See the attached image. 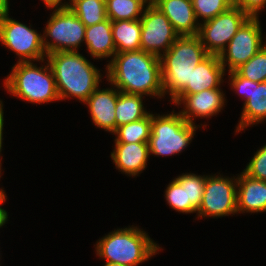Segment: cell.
<instances>
[{
  "instance_id": "5bb4252c",
  "label": "cell",
  "mask_w": 266,
  "mask_h": 266,
  "mask_svg": "<svg viewBox=\"0 0 266 266\" xmlns=\"http://www.w3.org/2000/svg\"><path fill=\"white\" fill-rule=\"evenodd\" d=\"M174 106L183 109L179 111L181 116L188 122L197 125L195 118H211L223 110L226 98L221 88L205 89L200 93L178 94L172 101Z\"/></svg>"
},
{
  "instance_id": "7c38bea8",
  "label": "cell",
  "mask_w": 266,
  "mask_h": 266,
  "mask_svg": "<svg viewBox=\"0 0 266 266\" xmlns=\"http://www.w3.org/2000/svg\"><path fill=\"white\" fill-rule=\"evenodd\" d=\"M249 16L233 5L211 20L200 23L198 37L209 54L220 55Z\"/></svg>"
},
{
  "instance_id": "4fadbf2b",
  "label": "cell",
  "mask_w": 266,
  "mask_h": 266,
  "mask_svg": "<svg viewBox=\"0 0 266 266\" xmlns=\"http://www.w3.org/2000/svg\"><path fill=\"white\" fill-rule=\"evenodd\" d=\"M141 22V50L161 57L179 35L168 18L154 5H147Z\"/></svg>"
},
{
  "instance_id": "e0dca14e",
  "label": "cell",
  "mask_w": 266,
  "mask_h": 266,
  "mask_svg": "<svg viewBox=\"0 0 266 266\" xmlns=\"http://www.w3.org/2000/svg\"><path fill=\"white\" fill-rule=\"evenodd\" d=\"M154 6L168 18L179 36H198L200 24L191 0H159Z\"/></svg>"
},
{
  "instance_id": "2e32d148",
  "label": "cell",
  "mask_w": 266,
  "mask_h": 266,
  "mask_svg": "<svg viewBox=\"0 0 266 266\" xmlns=\"http://www.w3.org/2000/svg\"><path fill=\"white\" fill-rule=\"evenodd\" d=\"M110 157L119 172L136 177L147 167L148 143H114Z\"/></svg>"
},
{
  "instance_id": "44dd1931",
  "label": "cell",
  "mask_w": 266,
  "mask_h": 266,
  "mask_svg": "<svg viewBox=\"0 0 266 266\" xmlns=\"http://www.w3.org/2000/svg\"><path fill=\"white\" fill-rule=\"evenodd\" d=\"M116 53L141 50V22L139 20L111 21Z\"/></svg>"
},
{
  "instance_id": "cb8c5ba5",
  "label": "cell",
  "mask_w": 266,
  "mask_h": 266,
  "mask_svg": "<svg viewBox=\"0 0 266 266\" xmlns=\"http://www.w3.org/2000/svg\"><path fill=\"white\" fill-rule=\"evenodd\" d=\"M151 134V113L141 120L117 127L115 143H148Z\"/></svg>"
},
{
  "instance_id": "f1b7e54d",
  "label": "cell",
  "mask_w": 266,
  "mask_h": 266,
  "mask_svg": "<svg viewBox=\"0 0 266 266\" xmlns=\"http://www.w3.org/2000/svg\"><path fill=\"white\" fill-rule=\"evenodd\" d=\"M206 176L186 173L187 202H190V214L196 213L202 202Z\"/></svg>"
},
{
  "instance_id": "83f0119b",
  "label": "cell",
  "mask_w": 266,
  "mask_h": 266,
  "mask_svg": "<svg viewBox=\"0 0 266 266\" xmlns=\"http://www.w3.org/2000/svg\"><path fill=\"white\" fill-rule=\"evenodd\" d=\"M196 20L205 22L225 12L233 2L231 0H191ZM203 20V21H200Z\"/></svg>"
},
{
  "instance_id": "d6986e66",
  "label": "cell",
  "mask_w": 266,
  "mask_h": 266,
  "mask_svg": "<svg viewBox=\"0 0 266 266\" xmlns=\"http://www.w3.org/2000/svg\"><path fill=\"white\" fill-rule=\"evenodd\" d=\"M266 212V181L247 176H237V214Z\"/></svg>"
},
{
  "instance_id": "4316f807",
  "label": "cell",
  "mask_w": 266,
  "mask_h": 266,
  "mask_svg": "<svg viewBox=\"0 0 266 266\" xmlns=\"http://www.w3.org/2000/svg\"><path fill=\"white\" fill-rule=\"evenodd\" d=\"M235 71L242 77L260 83L266 82V45L248 62L241 64Z\"/></svg>"
},
{
  "instance_id": "ba28073f",
  "label": "cell",
  "mask_w": 266,
  "mask_h": 266,
  "mask_svg": "<svg viewBox=\"0 0 266 266\" xmlns=\"http://www.w3.org/2000/svg\"><path fill=\"white\" fill-rule=\"evenodd\" d=\"M0 9V43L18 56L17 62H41L46 59L43 35Z\"/></svg>"
},
{
  "instance_id": "277c9868",
  "label": "cell",
  "mask_w": 266,
  "mask_h": 266,
  "mask_svg": "<svg viewBox=\"0 0 266 266\" xmlns=\"http://www.w3.org/2000/svg\"><path fill=\"white\" fill-rule=\"evenodd\" d=\"M208 55L198 36H179L160 57L164 96L172 101L191 84L193 69Z\"/></svg>"
},
{
  "instance_id": "8992f818",
  "label": "cell",
  "mask_w": 266,
  "mask_h": 266,
  "mask_svg": "<svg viewBox=\"0 0 266 266\" xmlns=\"http://www.w3.org/2000/svg\"><path fill=\"white\" fill-rule=\"evenodd\" d=\"M200 126L188 123L179 112L153 114L151 112V134L148 141L150 156H172L181 153L192 142Z\"/></svg>"
},
{
  "instance_id": "ac0fdd59",
  "label": "cell",
  "mask_w": 266,
  "mask_h": 266,
  "mask_svg": "<svg viewBox=\"0 0 266 266\" xmlns=\"http://www.w3.org/2000/svg\"><path fill=\"white\" fill-rule=\"evenodd\" d=\"M225 72L219 55L209 54L193 69L191 84H187L179 94H194L205 89L221 88Z\"/></svg>"
},
{
  "instance_id": "8d00e7d4",
  "label": "cell",
  "mask_w": 266,
  "mask_h": 266,
  "mask_svg": "<svg viewBox=\"0 0 266 266\" xmlns=\"http://www.w3.org/2000/svg\"><path fill=\"white\" fill-rule=\"evenodd\" d=\"M103 266H125V265H121L118 263H105V264H103Z\"/></svg>"
},
{
  "instance_id": "8fae6325",
  "label": "cell",
  "mask_w": 266,
  "mask_h": 266,
  "mask_svg": "<svg viewBox=\"0 0 266 266\" xmlns=\"http://www.w3.org/2000/svg\"><path fill=\"white\" fill-rule=\"evenodd\" d=\"M230 88L244 99L240 121L235 133L266 120V82H254L240 76L235 70L228 72Z\"/></svg>"
},
{
  "instance_id": "9c48e42d",
  "label": "cell",
  "mask_w": 266,
  "mask_h": 266,
  "mask_svg": "<svg viewBox=\"0 0 266 266\" xmlns=\"http://www.w3.org/2000/svg\"><path fill=\"white\" fill-rule=\"evenodd\" d=\"M237 214V176L206 175L202 202L196 218H219Z\"/></svg>"
},
{
  "instance_id": "52a82bcc",
  "label": "cell",
  "mask_w": 266,
  "mask_h": 266,
  "mask_svg": "<svg viewBox=\"0 0 266 266\" xmlns=\"http://www.w3.org/2000/svg\"><path fill=\"white\" fill-rule=\"evenodd\" d=\"M48 9H52L53 12L42 32L46 54L78 51L85 38L84 23L68 6Z\"/></svg>"
},
{
  "instance_id": "7402d4cb",
  "label": "cell",
  "mask_w": 266,
  "mask_h": 266,
  "mask_svg": "<svg viewBox=\"0 0 266 266\" xmlns=\"http://www.w3.org/2000/svg\"><path fill=\"white\" fill-rule=\"evenodd\" d=\"M143 99V95L119 91L115 108L116 129L121 125L141 120L150 113L144 107Z\"/></svg>"
},
{
  "instance_id": "4dcf8cb0",
  "label": "cell",
  "mask_w": 266,
  "mask_h": 266,
  "mask_svg": "<svg viewBox=\"0 0 266 266\" xmlns=\"http://www.w3.org/2000/svg\"><path fill=\"white\" fill-rule=\"evenodd\" d=\"M233 5L239 7L249 17H259V12L266 8V0H236Z\"/></svg>"
},
{
  "instance_id": "5b68a950",
  "label": "cell",
  "mask_w": 266,
  "mask_h": 266,
  "mask_svg": "<svg viewBox=\"0 0 266 266\" xmlns=\"http://www.w3.org/2000/svg\"><path fill=\"white\" fill-rule=\"evenodd\" d=\"M41 63L46 64L38 67L34 62H17L3 83L7 93L32 104L59 101L51 67L46 59Z\"/></svg>"
},
{
  "instance_id": "d590c367",
  "label": "cell",
  "mask_w": 266,
  "mask_h": 266,
  "mask_svg": "<svg viewBox=\"0 0 266 266\" xmlns=\"http://www.w3.org/2000/svg\"><path fill=\"white\" fill-rule=\"evenodd\" d=\"M158 1H159V0H145V3H146L147 5H154V4H156Z\"/></svg>"
},
{
  "instance_id": "d4e9b609",
  "label": "cell",
  "mask_w": 266,
  "mask_h": 266,
  "mask_svg": "<svg viewBox=\"0 0 266 266\" xmlns=\"http://www.w3.org/2000/svg\"><path fill=\"white\" fill-rule=\"evenodd\" d=\"M105 3L111 21L139 20L147 6L145 0H105Z\"/></svg>"
},
{
  "instance_id": "7a4b0ae2",
  "label": "cell",
  "mask_w": 266,
  "mask_h": 266,
  "mask_svg": "<svg viewBox=\"0 0 266 266\" xmlns=\"http://www.w3.org/2000/svg\"><path fill=\"white\" fill-rule=\"evenodd\" d=\"M46 60L53 72L60 101L75 98L84 103L102 81L101 70L79 51L49 53Z\"/></svg>"
},
{
  "instance_id": "9a60e30c",
  "label": "cell",
  "mask_w": 266,
  "mask_h": 266,
  "mask_svg": "<svg viewBox=\"0 0 266 266\" xmlns=\"http://www.w3.org/2000/svg\"><path fill=\"white\" fill-rule=\"evenodd\" d=\"M112 86L106 89L99 86L84 102V105H88L94 126L110 134L116 130L115 108L119 94V90Z\"/></svg>"
},
{
  "instance_id": "d6a6232c",
  "label": "cell",
  "mask_w": 266,
  "mask_h": 266,
  "mask_svg": "<svg viewBox=\"0 0 266 266\" xmlns=\"http://www.w3.org/2000/svg\"><path fill=\"white\" fill-rule=\"evenodd\" d=\"M3 101L0 99V172L2 171V148H3V130H4V111Z\"/></svg>"
},
{
  "instance_id": "ffe728a7",
  "label": "cell",
  "mask_w": 266,
  "mask_h": 266,
  "mask_svg": "<svg viewBox=\"0 0 266 266\" xmlns=\"http://www.w3.org/2000/svg\"><path fill=\"white\" fill-rule=\"evenodd\" d=\"M84 43L92 59L111 58L112 60L116 54V47L111 20L107 18L105 21L86 27Z\"/></svg>"
},
{
  "instance_id": "e575fe53",
  "label": "cell",
  "mask_w": 266,
  "mask_h": 266,
  "mask_svg": "<svg viewBox=\"0 0 266 266\" xmlns=\"http://www.w3.org/2000/svg\"><path fill=\"white\" fill-rule=\"evenodd\" d=\"M9 0H0V9H10Z\"/></svg>"
},
{
  "instance_id": "603a6c76",
  "label": "cell",
  "mask_w": 266,
  "mask_h": 266,
  "mask_svg": "<svg viewBox=\"0 0 266 266\" xmlns=\"http://www.w3.org/2000/svg\"><path fill=\"white\" fill-rule=\"evenodd\" d=\"M68 7L86 27L107 19L105 0H68Z\"/></svg>"
},
{
  "instance_id": "f546056e",
  "label": "cell",
  "mask_w": 266,
  "mask_h": 266,
  "mask_svg": "<svg viewBox=\"0 0 266 266\" xmlns=\"http://www.w3.org/2000/svg\"><path fill=\"white\" fill-rule=\"evenodd\" d=\"M242 172L249 177L266 181V144L254 153Z\"/></svg>"
},
{
  "instance_id": "30bf717a",
  "label": "cell",
  "mask_w": 266,
  "mask_h": 266,
  "mask_svg": "<svg viewBox=\"0 0 266 266\" xmlns=\"http://www.w3.org/2000/svg\"><path fill=\"white\" fill-rule=\"evenodd\" d=\"M259 17H249L220 53L219 58L225 71L230 72L248 62L264 45ZM266 39V37H265ZM227 66V69H226Z\"/></svg>"
},
{
  "instance_id": "484cf974",
  "label": "cell",
  "mask_w": 266,
  "mask_h": 266,
  "mask_svg": "<svg viewBox=\"0 0 266 266\" xmlns=\"http://www.w3.org/2000/svg\"><path fill=\"white\" fill-rule=\"evenodd\" d=\"M164 196L170 208L176 212L190 214V202H187L186 194V173L171 180L165 189Z\"/></svg>"
},
{
  "instance_id": "836d02e7",
  "label": "cell",
  "mask_w": 266,
  "mask_h": 266,
  "mask_svg": "<svg viewBox=\"0 0 266 266\" xmlns=\"http://www.w3.org/2000/svg\"><path fill=\"white\" fill-rule=\"evenodd\" d=\"M44 5L48 8L64 7L68 6V1L64 2L63 0H42ZM63 1V2H62Z\"/></svg>"
},
{
  "instance_id": "3957f363",
  "label": "cell",
  "mask_w": 266,
  "mask_h": 266,
  "mask_svg": "<svg viewBox=\"0 0 266 266\" xmlns=\"http://www.w3.org/2000/svg\"><path fill=\"white\" fill-rule=\"evenodd\" d=\"M94 246L96 255L105 263L125 266H138L163 250L146 231L133 225L114 229Z\"/></svg>"
},
{
  "instance_id": "6da1fadb",
  "label": "cell",
  "mask_w": 266,
  "mask_h": 266,
  "mask_svg": "<svg viewBox=\"0 0 266 266\" xmlns=\"http://www.w3.org/2000/svg\"><path fill=\"white\" fill-rule=\"evenodd\" d=\"M107 62L106 80L120 92L164 97L160 57L139 50L116 53Z\"/></svg>"
},
{
  "instance_id": "1f68e13d",
  "label": "cell",
  "mask_w": 266,
  "mask_h": 266,
  "mask_svg": "<svg viewBox=\"0 0 266 266\" xmlns=\"http://www.w3.org/2000/svg\"><path fill=\"white\" fill-rule=\"evenodd\" d=\"M4 188H0V228H2L6 222H8V211H6L3 207V203L7 200L6 191L3 190Z\"/></svg>"
}]
</instances>
